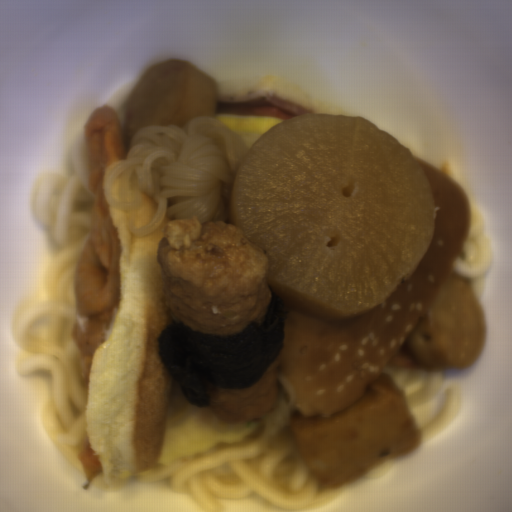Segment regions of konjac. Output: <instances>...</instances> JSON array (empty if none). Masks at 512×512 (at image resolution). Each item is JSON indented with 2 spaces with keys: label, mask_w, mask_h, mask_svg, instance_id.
I'll list each match as a JSON object with an SVG mask.
<instances>
[{
  "label": "konjac",
  "mask_w": 512,
  "mask_h": 512,
  "mask_svg": "<svg viewBox=\"0 0 512 512\" xmlns=\"http://www.w3.org/2000/svg\"><path fill=\"white\" fill-rule=\"evenodd\" d=\"M249 146L208 115L176 124L141 125L124 159L101 177L107 204L125 212L135 239L152 235L166 218L232 223L230 195Z\"/></svg>",
  "instance_id": "obj_1"
}]
</instances>
